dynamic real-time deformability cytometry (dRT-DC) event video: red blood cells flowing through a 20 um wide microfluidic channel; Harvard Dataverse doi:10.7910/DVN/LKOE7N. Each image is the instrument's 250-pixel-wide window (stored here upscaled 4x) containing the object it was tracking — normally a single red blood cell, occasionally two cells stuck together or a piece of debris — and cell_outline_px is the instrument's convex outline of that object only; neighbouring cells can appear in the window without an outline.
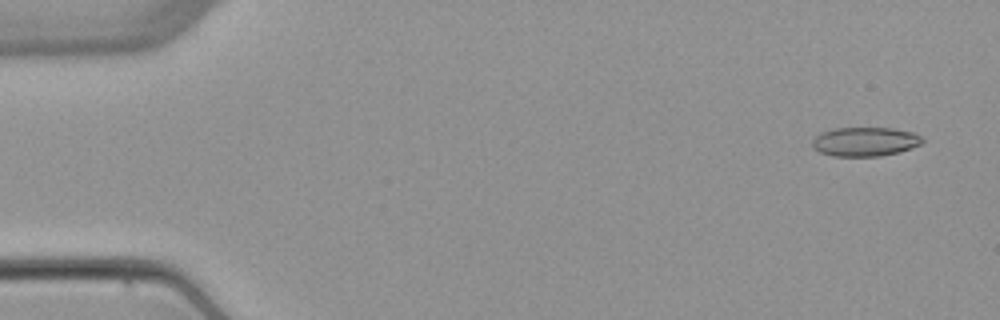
{"species": "common noctule bat (a hibernating species)", "species_latin": "Nyctalus noctula", "temperature_condition": "warm", "stored_images_in_passage": 5, "camera_frame_rate_fps": 3000, "um_per_image_px": 0.085, "animal": {"sex": "female", "body_mass_g": 22.7, "forearm_length_mm": 54.2}, "frame": {"image": 1, "passage_image": 1, "time_ms": 0.0, "image_size_px": [1000, 320], "cell_outline_px": [[924, 140], [920, 144], [912, 148], [900, 152], [880, 156], [832, 156], [820, 152], [812, 148], [812, 140], [820, 132], [836, 128], [892, 128], [916, 132]], "centroid_in_image_um": [73.53, 12.04], "position_along_channel_um": 11.5, "area_um2": 18.84}}
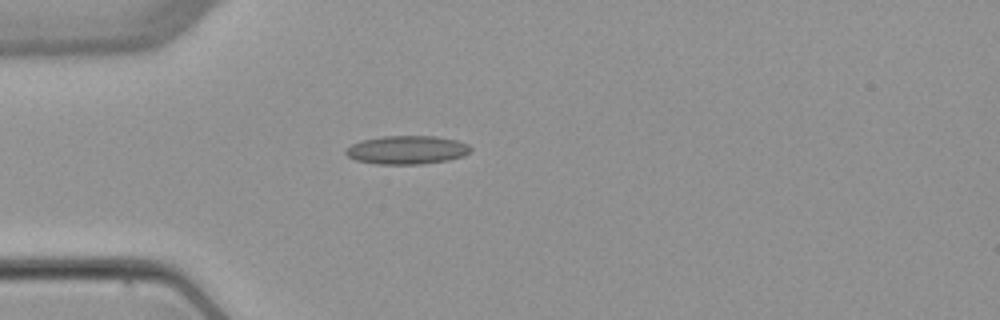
{"frame": {"image": 2, "passage_image": 4, "time_ms": 4.0, "image_size_px": [1000, 320], "cell_outline_px": [[472, 148], [464, 156], [448, 160], [420, 164], [376, 164], [356, 160], [348, 156], [344, 152], [344, 148], [352, 144], [364, 140], [384, 136], [436, 136], [456, 140], [468, 144]], "centroid_in_image_um": [34.58, 12.74], "position_along_channel_um": 50.4, "area_um2": 20.69}}